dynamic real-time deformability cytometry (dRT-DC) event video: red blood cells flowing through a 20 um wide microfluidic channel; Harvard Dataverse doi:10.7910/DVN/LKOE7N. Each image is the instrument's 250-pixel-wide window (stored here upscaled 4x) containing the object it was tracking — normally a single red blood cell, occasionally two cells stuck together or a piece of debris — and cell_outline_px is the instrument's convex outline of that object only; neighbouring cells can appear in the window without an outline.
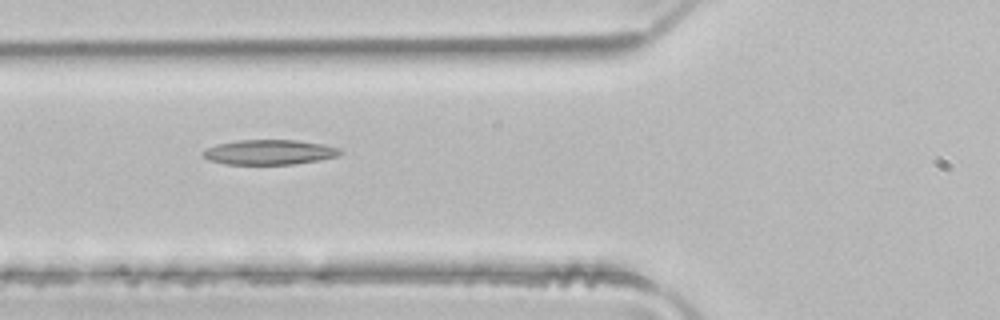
{"species": "common noctule bat (a hibernating species)", "species_latin": "Nyctalus noctula", "temperature_condition": "room temperature", "stored_images_in_passage": 5, "camera_frame_rate_fps": 3000, "um_per_image_px": 0.085, "animal": {"sex": "male", "body_mass_g": 21.5, "forearm_length_mm": 52.0}, "frame": {"image": 1, "passage_image": 2, "time_ms": 0.333, "image_size_px": [1000, 320], "cell_outline_px": [[344, 152], [336, 156], [320, 160], [292, 164], [228, 164], [208, 160], [200, 152], [204, 148], [216, 144], [236, 140], [296, 140], [324, 144], [340, 148]], "centroid_in_image_um": [22.87, 12.92], "position_along_channel_um": 102.9, "area_um2": 20.06}}
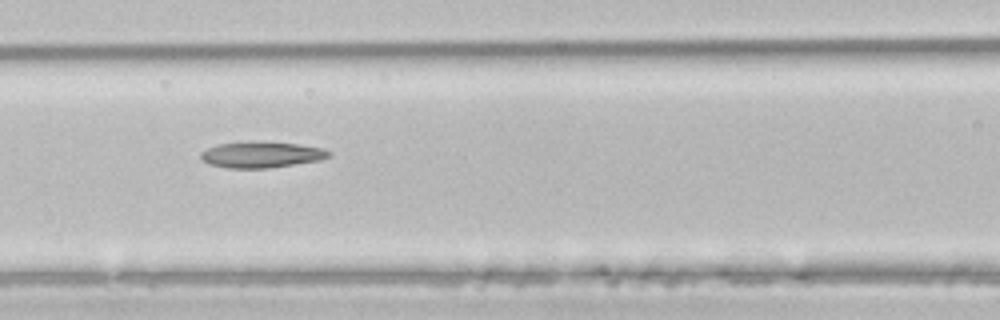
{"frame": {"image": 2, "passage_image": 3, "time_ms": 0.667, "image_size_px": [1000, 320], "cell_outline_px": [[332, 156], [320, 160], [268, 168], [228, 168], [208, 164], [200, 156], [200, 152], [216, 144], [264, 140], [300, 144], [324, 148], [332, 152]], "centroid_in_image_um": [22.26, 13.12], "position_along_channel_um": 144.3, "area_um2": 19.83}}
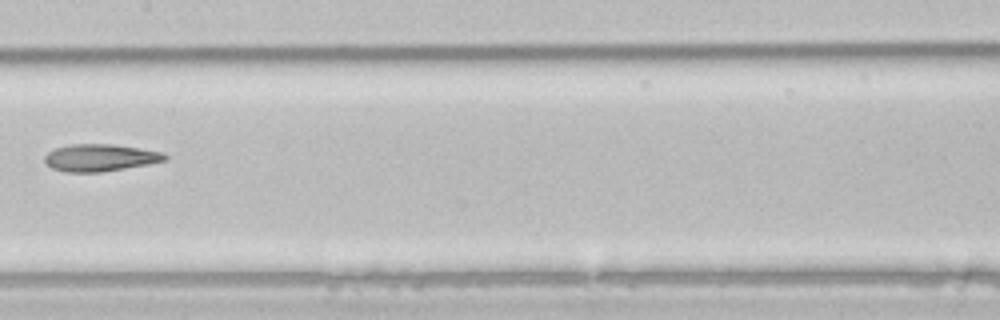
{"frame": {"image": 3, "passage_image": 4, "time_ms": 1.0, "image_size_px": [1000, 320], "cell_outline_px": [[168, 160], [148, 164], [100, 172], [64, 172], [52, 168], [44, 160], [44, 156], [48, 152], [56, 148], [68, 144], [112, 144], [140, 148], [164, 152], [168, 156]], "centroid_in_image_um": [8.53, 13.4], "position_along_channel_um": 198.9, "area_um2": 19.07}}